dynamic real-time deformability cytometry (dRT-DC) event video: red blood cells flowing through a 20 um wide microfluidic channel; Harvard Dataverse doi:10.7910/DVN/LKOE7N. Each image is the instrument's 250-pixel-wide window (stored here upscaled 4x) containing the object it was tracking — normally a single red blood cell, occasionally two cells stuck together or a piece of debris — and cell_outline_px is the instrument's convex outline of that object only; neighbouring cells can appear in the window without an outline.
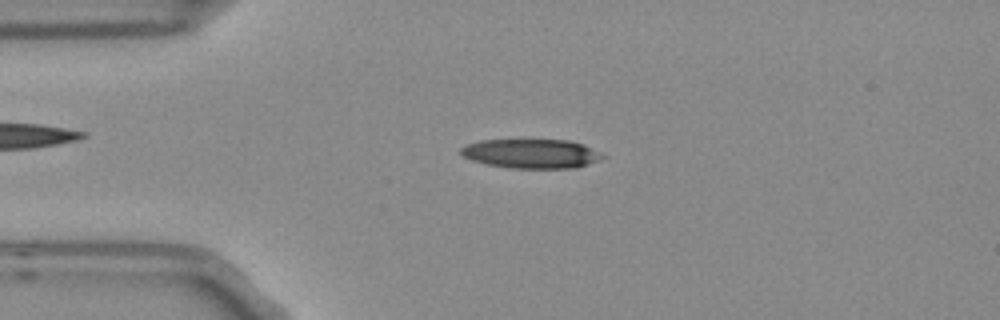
{"species": "Egyptian fruit bat (a non-hibernating species)", "species_latin": "Rousettus aegyptiacus", "temperature_condition": "room temperature", "stored_images_in_passage": 3, "camera_frame_rate_fps": 3000, "um_per_image_px": 0.085, "frame": {"image": 1, "passage_image": 3, "time_ms": 0.667, "image_size_px": [1000, 320], "cell_outline_px": [[608, 156], [600, 160], [576, 168], [508, 168], [488, 164], [472, 160], [464, 156], [460, 152], [460, 148], [468, 144], [480, 140], [568, 140], [584, 144]], "centroid_in_image_um": [45.21, 13.06], "position_along_channel_um": 39.8, "area_um2": 24.22}}